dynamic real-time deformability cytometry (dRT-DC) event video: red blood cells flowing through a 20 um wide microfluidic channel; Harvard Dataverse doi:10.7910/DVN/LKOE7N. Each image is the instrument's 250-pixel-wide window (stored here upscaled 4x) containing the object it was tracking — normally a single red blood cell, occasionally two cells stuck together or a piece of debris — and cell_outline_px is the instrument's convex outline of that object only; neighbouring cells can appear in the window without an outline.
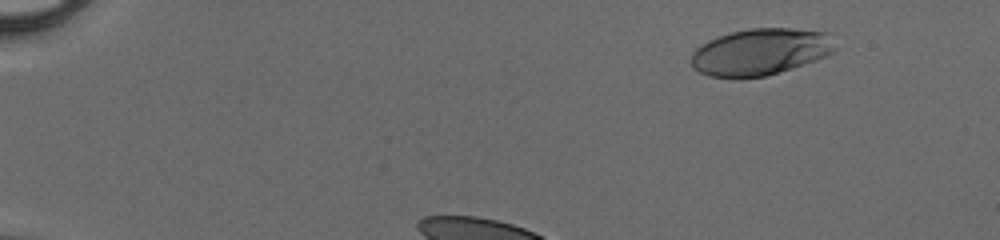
{"species": "human", "species_latin": "Homo sapiens", "temperature_condition": "cold", "stored_images_in_passage": 35, "camera_frame_rate_fps": 3000, "um_per_image_px": 0.085, "donor": {"sex": "male"}, "frame": {"image": 1, "passage_image": 6, "time_ms": 1.667, "image_size_px": [1000, 240], "cell_outline_px": [[836, 52], [816, 60], [792, 68], [764, 76], [708, 76], [692, 68], [688, 60], [692, 52], [700, 44], [708, 40], [732, 32], [748, 28], [792, 28], [832, 32], [836, 48]], "centroid_in_image_um": [64.67, 4.37], "position_along_channel_um": 20.3, "area_um2": 39.42}}
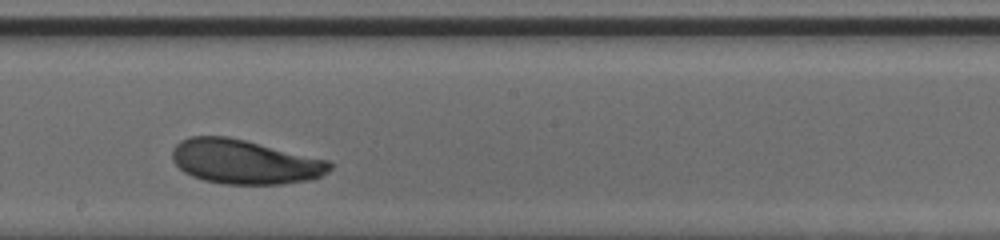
{"frame": {"image": 2, "passage_image": 23, "time_ms": 7.333, "image_size_px": [1000, 240], "cell_outline_px": [[332, 168], [328, 172], [320, 176], [308, 180], [284, 184], [224, 184], [204, 180], [192, 176], [184, 172], [172, 160], [172, 148], [180, 140], [188, 136], [228, 136], [328, 160], [332, 164]], "centroid_in_image_um": [20.76, 13.75], "position_along_channel_um": 227.4, "area_um2": 40.69}}
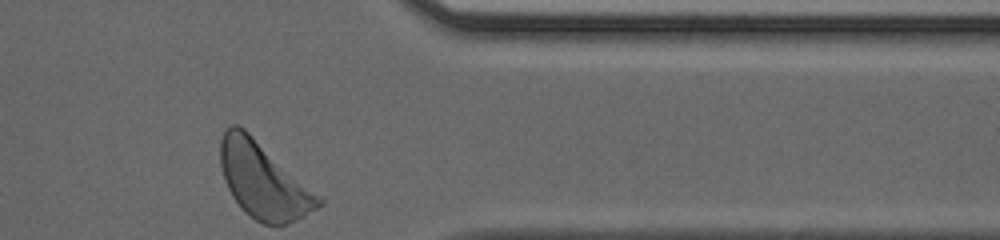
{"frame": {"image": 3, "passage_image": 35, "time_ms": 11.333, "image_size_px": [1000, 240], "cell_outline_px": [[324, 204], [304, 216], [288, 224], [264, 224], [256, 220], [232, 196], [228, 188], [220, 164], [220, 140], [224, 128], [232, 124], [236, 124], [244, 128], [324, 200]], "centroid_in_image_um": [22.38, 15.32], "position_along_channel_um": 389.0, "area_um2": 42.43}}